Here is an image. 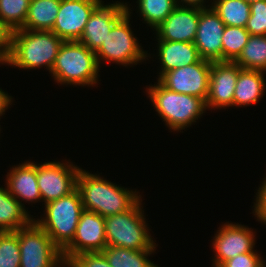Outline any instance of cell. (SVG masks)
Instances as JSON below:
<instances>
[{
  "label": "cell",
  "mask_w": 266,
  "mask_h": 267,
  "mask_svg": "<svg viewBox=\"0 0 266 267\" xmlns=\"http://www.w3.org/2000/svg\"><path fill=\"white\" fill-rule=\"evenodd\" d=\"M115 184L100 174H92L81 168L77 178V190L83 209L107 217L130 210L141 199L142 196L136 190Z\"/></svg>",
  "instance_id": "obj_1"
},
{
  "label": "cell",
  "mask_w": 266,
  "mask_h": 267,
  "mask_svg": "<svg viewBox=\"0 0 266 267\" xmlns=\"http://www.w3.org/2000/svg\"><path fill=\"white\" fill-rule=\"evenodd\" d=\"M63 40L52 31L17 29L11 32L6 64L19 69L46 67L51 72Z\"/></svg>",
  "instance_id": "obj_2"
},
{
  "label": "cell",
  "mask_w": 266,
  "mask_h": 267,
  "mask_svg": "<svg viewBox=\"0 0 266 267\" xmlns=\"http://www.w3.org/2000/svg\"><path fill=\"white\" fill-rule=\"evenodd\" d=\"M150 101L165 125L176 133L196 123L203 116L206 102L197 96L168 90L158 81L146 87Z\"/></svg>",
  "instance_id": "obj_3"
},
{
  "label": "cell",
  "mask_w": 266,
  "mask_h": 267,
  "mask_svg": "<svg viewBox=\"0 0 266 267\" xmlns=\"http://www.w3.org/2000/svg\"><path fill=\"white\" fill-rule=\"evenodd\" d=\"M100 67L96 54L78 41H64L61 45L51 75L60 85L96 86Z\"/></svg>",
  "instance_id": "obj_4"
},
{
  "label": "cell",
  "mask_w": 266,
  "mask_h": 267,
  "mask_svg": "<svg viewBox=\"0 0 266 267\" xmlns=\"http://www.w3.org/2000/svg\"><path fill=\"white\" fill-rule=\"evenodd\" d=\"M41 219H33L63 251L73 240L83 209L81 196L76 189L71 194L48 202Z\"/></svg>",
  "instance_id": "obj_5"
},
{
  "label": "cell",
  "mask_w": 266,
  "mask_h": 267,
  "mask_svg": "<svg viewBox=\"0 0 266 267\" xmlns=\"http://www.w3.org/2000/svg\"><path fill=\"white\" fill-rule=\"evenodd\" d=\"M142 209L141 198L130 210L105 217L107 245L146 250L155 244Z\"/></svg>",
  "instance_id": "obj_6"
},
{
  "label": "cell",
  "mask_w": 266,
  "mask_h": 267,
  "mask_svg": "<svg viewBox=\"0 0 266 267\" xmlns=\"http://www.w3.org/2000/svg\"><path fill=\"white\" fill-rule=\"evenodd\" d=\"M127 13L112 27L101 47L95 52L99 67L107 61L122 66H133L150 58V54L142 49L138 38L130 28V7L126 3ZM103 61V62H101Z\"/></svg>",
  "instance_id": "obj_7"
},
{
  "label": "cell",
  "mask_w": 266,
  "mask_h": 267,
  "mask_svg": "<svg viewBox=\"0 0 266 267\" xmlns=\"http://www.w3.org/2000/svg\"><path fill=\"white\" fill-rule=\"evenodd\" d=\"M20 245V267H55L62 251L33 220L16 231Z\"/></svg>",
  "instance_id": "obj_8"
},
{
  "label": "cell",
  "mask_w": 266,
  "mask_h": 267,
  "mask_svg": "<svg viewBox=\"0 0 266 267\" xmlns=\"http://www.w3.org/2000/svg\"><path fill=\"white\" fill-rule=\"evenodd\" d=\"M80 169L69 160L37 163V182L44 205L74 192Z\"/></svg>",
  "instance_id": "obj_9"
},
{
  "label": "cell",
  "mask_w": 266,
  "mask_h": 267,
  "mask_svg": "<svg viewBox=\"0 0 266 267\" xmlns=\"http://www.w3.org/2000/svg\"><path fill=\"white\" fill-rule=\"evenodd\" d=\"M211 64V61L200 59L197 63L163 73L157 81L168 90L197 96L206 102Z\"/></svg>",
  "instance_id": "obj_10"
},
{
  "label": "cell",
  "mask_w": 266,
  "mask_h": 267,
  "mask_svg": "<svg viewBox=\"0 0 266 267\" xmlns=\"http://www.w3.org/2000/svg\"><path fill=\"white\" fill-rule=\"evenodd\" d=\"M255 232L252 228L238 223H224L213 237L212 246L215 252L212 259L213 267H220L225 261L238 254L257 252Z\"/></svg>",
  "instance_id": "obj_11"
},
{
  "label": "cell",
  "mask_w": 266,
  "mask_h": 267,
  "mask_svg": "<svg viewBox=\"0 0 266 267\" xmlns=\"http://www.w3.org/2000/svg\"><path fill=\"white\" fill-rule=\"evenodd\" d=\"M107 246L105 217L83 210L72 242L62 251V257L73 258L85 252H102Z\"/></svg>",
  "instance_id": "obj_12"
},
{
  "label": "cell",
  "mask_w": 266,
  "mask_h": 267,
  "mask_svg": "<svg viewBox=\"0 0 266 267\" xmlns=\"http://www.w3.org/2000/svg\"><path fill=\"white\" fill-rule=\"evenodd\" d=\"M102 2V0H61L51 31L63 41H78L91 14Z\"/></svg>",
  "instance_id": "obj_13"
},
{
  "label": "cell",
  "mask_w": 266,
  "mask_h": 267,
  "mask_svg": "<svg viewBox=\"0 0 266 267\" xmlns=\"http://www.w3.org/2000/svg\"><path fill=\"white\" fill-rule=\"evenodd\" d=\"M240 69L241 67L235 62H212L206 99L207 109L234 107V91Z\"/></svg>",
  "instance_id": "obj_14"
},
{
  "label": "cell",
  "mask_w": 266,
  "mask_h": 267,
  "mask_svg": "<svg viewBox=\"0 0 266 267\" xmlns=\"http://www.w3.org/2000/svg\"><path fill=\"white\" fill-rule=\"evenodd\" d=\"M103 3L93 11L78 40L94 52L101 47L112 27L127 13L124 2Z\"/></svg>",
  "instance_id": "obj_15"
},
{
  "label": "cell",
  "mask_w": 266,
  "mask_h": 267,
  "mask_svg": "<svg viewBox=\"0 0 266 267\" xmlns=\"http://www.w3.org/2000/svg\"><path fill=\"white\" fill-rule=\"evenodd\" d=\"M225 24L211 8L200 11L194 44L201 59L211 62L222 61V35Z\"/></svg>",
  "instance_id": "obj_16"
},
{
  "label": "cell",
  "mask_w": 266,
  "mask_h": 267,
  "mask_svg": "<svg viewBox=\"0 0 266 267\" xmlns=\"http://www.w3.org/2000/svg\"><path fill=\"white\" fill-rule=\"evenodd\" d=\"M201 8L176 6L167 18L153 31L156 40L194 42Z\"/></svg>",
  "instance_id": "obj_17"
},
{
  "label": "cell",
  "mask_w": 266,
  "mask_h": 267,
  "mask_svg": "<svg viewBox=\"0 0 266 267\" xmlns=\"http://www.w3.org/2000/svg\"><path fill=\"white\" fill-rule=\"evenodd\" d=\"M5 185L8 191L25 208L24 202H41V193L37 182V163L24 161L19 165H14L6 175ZM30 201V202H29Z\"/></svg>",
  "instance_id": "obj_18"
},
{
  "label": "cell",
  "mask_w": 266,
  "mask_h": 267,
  "mask_svg": "<svg viewBox=\"0 0 266 267\" xmlns=\"http://www.w3.org/2000/svg\"><path fill=\"white\" fill-rule=\"evenodd\" d=\"M159 63L161 69L158 78L165 72L197 63L201 58L194 42H174L158 40Z\"/></svg>",
  "instance_id": "obj_19"
},
{
  "label": "cell",
  "mask_w": 266,
  "mask_h": 267,
  "mask_svg": "<svg viewBox=\"0 0 266 267\" xmlns=\"http://www.w3.org/2000/svg\"><path fill=\"white\" fill-rule=\"evenodd\" d=\"M266 73L251 69H240L234 91V106L247 107L259 102L266 89Z\"/></svg>",
  "instance_id": "obj_20"
},
{
  "label": "cell",
  "mask_w": 266,
  "mask_h": 267,
  "mask_svg": "<svg viewBox=\"0 0 266 267\" xmlns=\"http://www.w3.org/2000/svg\"><path fill=\"white\" fill-rule=\"evenodd\" d=\"M9 193L7 186L0 187V232L17 231L33 221V215Z\"/></svg>",
  "instance_id": "obj_21"
},
{
  "label": "cell",
  "mask_w": 266,
  "mask_h": 267,
  "mask_svg": "<svg viewBox=\"0 0 266 267\" xmlns=\"http://www.w3.org/2000/svg\"><path fill=\"white\" fill-rule=\"evenodd\" d=\"M61 0H30L27 18L21 29L51 31Z\"/></svg>",
  "instance_id": "obj_22"
},
{
  "label": "cell",
  "mask_w": 266,
  "mask_h": 267,
  "mask_svg": "<svg viewBox=\"0 0 266 267\" xmlns=\"http://www.w3.org/2000/svg\"><path fill=\"white\" fill-rule=\"evenodd\" d=\"M156 247L155 243L150 249L131 250L107 245L102 253L112 267H160L149 260Z\"/></svg>",
  "instance_id": "obj_23"
},
{
  "label": "cell",
  "mask_w": 266,
  "mask_h": 267,
  "mask_svg": "<svg viewBox=\"0 0 266 267\" xmlns=\"http://www.w3.org/2000/svg\"><path fill=\"white\" fill-rule=\"evenodd\" d=\"M209 4L226 26L246 27L250 4L242 0H212Z\"/></svg>",
  "instance_id": "obj_24"
},
{
  "label": "cell",
  "mask_w": 266,
  "mask_h": 267,
  "mask_svg": "<svg viewBox=\"0 0 266 267\" xmlns=\"http://www.w3.org/2000/svg\"><path fill=\"white\" fill-rule=\"evenodd\" d=\"M234 62L242 69L266 73V35H250L242 53Z\"/></svg>",
  "instance_id": "obj_25"
},
{
  "label": "cell",
  "mask_w": 266,
  "mask_h": 267,
  "mask_svg": "<svg viewBox=\"0 0 266 267\" xmlns=\"http://www.w3.org/2000/svg\"><path fill=\"white\" fill-rule=\"evenodd\" d=\"M140 16L153 30L157 28L175 9V0H137Z\"/></svg>",
  "instance_id": "obj_26"
},
{
  "label": "cell",
  "mask_w": 266,
  "mask_h": 267,
  "mask_svg": "<svg viewBox=\"0 0 266 267\" xmlns=\"http://www.w3.org/2000/svg\"><path fill=\"white\" fill-rule=\"evenodd\" d=\"M30 0H0V22L10 31L21 29L27 18Z\"/></svg>",
  "instance_id": "obj_27"
},
{
  "label": "cell",
  "mask_w": 266,
  "mask_h": 267,
  "mask_svg": "<svg viewBox=\"0 0 266 267\" xmlns=\"http://www.w3.org/2000/svg\"><path fill=\"white\" fill-rule=\"evenodd\" d=\"M250 33L244 27L226 26L222 35V61L234 62L247 44Z\"/></svg>",
  "instance_id": "obj_28"
},
{
  "label": "cell",
  "mask_w": 266,
  "mask_h": 267,
  "mask_svg": "<svg viewBox=\"0 0 266 267\" xmlns=\"http://www.w3.org/2000/svg\"><path fill=\"white\" fill-rule=\"evenodd\" d=\"M0 267H20V245L16 231L0 232Z\"/></svg>",
  "instance_id": "obj_29"
},
{
  "label": "cell",
  "mask_w": 266,
  "mask_h": 267,
  "mask_svg": "<svg viewBox=\"0 0 266 267\" xmlns=\"http://www.w3.org/2000/svg\"><path fill=\"white\" fill-rule=\"evenodd\" d=\"M245 29L250 35H266V0L250 4V16Z\"/></svg>",
  "instance_id": "obj_30"
},
{
  "label": "cell",
  "mask_w": 266,
  "mask_h": 267,
  "mask_svg": "<svg viewBox=\"0 0 266 267\" xmlns=\"http://www.w3.org/2000/svg\"><path fill=\"white\" fill-rule=\"evenodd\" d=\"M262 258L257 252L238 254L225 261L220 267H266Z\"/></svg>",
  "instance_id": "obj_31"
},
{
  "label": "cell",
  "mask_w": 266,
  "mask_h": 267,
  "mask_svg": "<svg viewBox=\"0 0 266 267\" xmlns=\"http://www.w3.org/2000/svg\"><path fill=\"white\" fill-rule=\"evenodd\" d=\"M72 259L79 267H112L102 252H85Z\"/></svg>",
  "instance_id": "obj_32"
},
{
  "label": "cell",
  "mask_w": 266,
  "mask_h": 267,
  "mask_svg": "<svg viewBox=\"0 0 266 267\" xmlns=\"http://www.w3.org/2000/svg\"><path fill=\"white\" fill-rule=\"evenodd\" d=\"M261 183L257 190L256 198H254V210L252 209V213L257 218L256 220L266 225V177L263 178Z\"/></svg>",
  "instance_id": "obj_33"
},
{
  "label": "cell",
  "mask_w": 266,
  "mask_h": 267,
  "mask_svg": "<svg viewBox=\"0 0 266 267\" xmlns=\"http://www.w3.org/2000/svg\"><path fill=\"white\" fill-rule=\"evenodd\" d=\"M11 32L0 22V57L6 62L10 53Z\"/></svg>",
  "instance_id": "obj_34"
},
{
  "label": "cell",
  "mask_w": 266,
  "mask_h": 267,
  "mask_svg": "<svg viewBox=\"0 0 266 267\" xmlns=\"http://www.w3.org/2000/svg\"><path fill=\"white\" fill-rule=\"evenodd\" d=\"M13 97L0 88V119L13 102Z\"/></svg>",
  "instance_id": "obj_35"
},
{
  "label": "cell",
  "mask_w": 266,
  "mask_h": 267,
  "mask_svg": "<svg viewBox=\"0 0 266 267\" xmlns=\"http://www.w3.org/2000/svg\"><path fill=\"white\" fill-rule=\"evenodd\" d=\"M175 2L178 6L197 7L201 9L211 8L209 5L206 6V0H175Z\"/></svg>",
  "instance_id": "obj_36"
},
{
  "label": "cell",
  "mask_w": 266,
  "mask_h": 267,
  "mask_svg": "<svg viewBox=\"0 0 266 267\" xmlns=\"http://www.w3.org/2000/svg\"><path fill=\"white\" fill-rule=\"evenodd\" d=\"M79 267V265L71 258L62 257L55 265V267Z\"/></svg>",
  "instance_id": "obj_37"
},
{
  "label": "cell",
  "mask_w": 266,
  "mask_h": 267,
  "mask_svg": "<svg viewBox=\"0 0 266 267\" xmlns=\"http://www.w3.org/2000/svg\"><path fill=\"white\" fill-rule=\"evenodd\" d=\"M242 1H245L246 3L252 4V3H255V2L261 1V0H242Z\"/></svg>",
  "instance_id": "obj_38"
},
{
  "label": "cell",
  "mask_w": 266,
  "mask_h": 267,
  "mask_svg": "<svg viewBox=\"0 0 266 267\" xmlns=\"http://www.w3.org/2000/svg\"><path fill=\"white\" fill-rule=\"evenodd\" d=\"M0 64H6V62L0 57Z\"/></svg>",
  "instance_id": "obj_39"
}]
</instances>
